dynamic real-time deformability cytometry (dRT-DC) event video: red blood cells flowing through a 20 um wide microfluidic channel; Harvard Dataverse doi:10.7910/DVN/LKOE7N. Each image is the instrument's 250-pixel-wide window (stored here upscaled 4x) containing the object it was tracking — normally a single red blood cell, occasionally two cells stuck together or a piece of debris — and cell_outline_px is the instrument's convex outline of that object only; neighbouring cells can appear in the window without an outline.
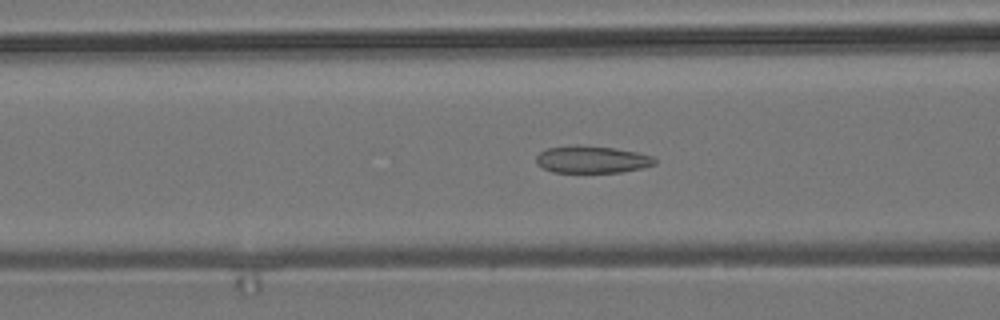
{"species": "common noctule bat (a hibernating species)", "species_latin": "Nyctalus noctula", "temperature_condition": "room temperature", "stored_images_in_passage": 42, "camera_frame_rate_fps": 3000, "um_per_image_px": 0.085, "animal": {"sex": "male", "body_mass_g": 19.2, "forearm_length_mm": 51.8}, "frame": {"image": 1, "passage_image": 9, "time_ms": 2.667, "image_size_px": [1000, 320], "cell_outline_px": [[656, 164], [644, 168], [620, 172], [552, 172], [536, 164], [536, 156], [540, 152], [548, 148], [576, 144], [616, 148], [636, 152], [652, 156], [656, 160]], "centroid_in_image_um": [50.31, 13.55], "position_along_channel_um": 116.3, "area_um2": 18.9}}
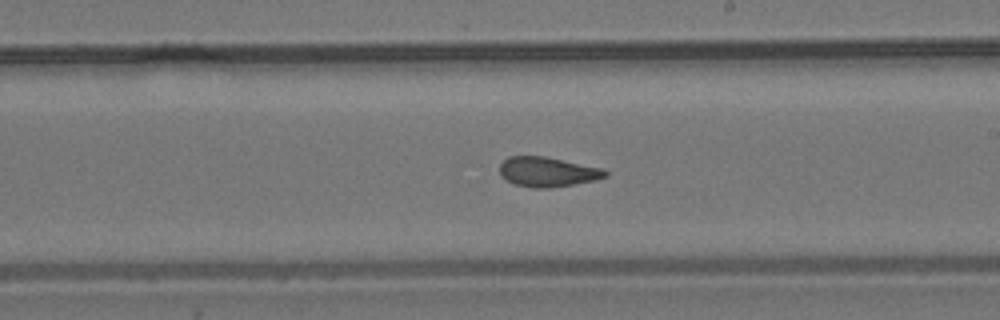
{"frame": {"image": 2, "passage_image": 19, "time_ms": 6.0, "image_size_px": [1000, 320], "cell_outline_px": [[608, 176], [596, 180], [548, 188], [532, 188], [512, 184], [500, 172], [500, 164], [508, 156], [544, 156], [604, 168], [608, 172]], "centroid_in_image_um": [46.57, 14.6], "position_along_channel_um": 242.4, "area_um2": 18.32}}
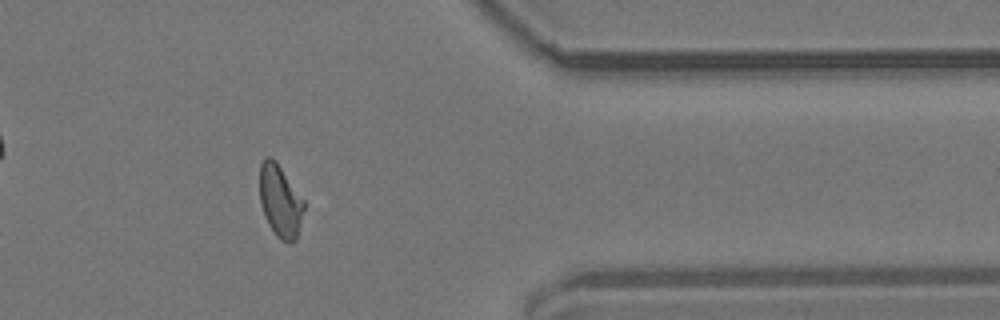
{"frame": {"image": 3, "passage_image": 32, "time_ms": 10.333, "image_size_px": [1000, 320], "cell_outline_px": [[304, 208], [296, 240], [292, 244], [280, 240], [276, 236], [268, 224], [260, 204], [260, 164], [264, 156], [272, 156], [276, 160], [304, 200]], "centroid_in_image_um": [23.8, 17.07], "position_along_channel_um": 387.6, "area_um2": 18.84}, "authors_computed_cell_mechanics": {"area_um2": 18.6405, "velocity_mm_per_s": 3.7912, "shape_relaxation_time_tau1_ms": null, "shape_relaxation_time_tau2_ms": 1.6093, "deformation_change_tau1": null, "deformation_change_tau2": 0.0846}}